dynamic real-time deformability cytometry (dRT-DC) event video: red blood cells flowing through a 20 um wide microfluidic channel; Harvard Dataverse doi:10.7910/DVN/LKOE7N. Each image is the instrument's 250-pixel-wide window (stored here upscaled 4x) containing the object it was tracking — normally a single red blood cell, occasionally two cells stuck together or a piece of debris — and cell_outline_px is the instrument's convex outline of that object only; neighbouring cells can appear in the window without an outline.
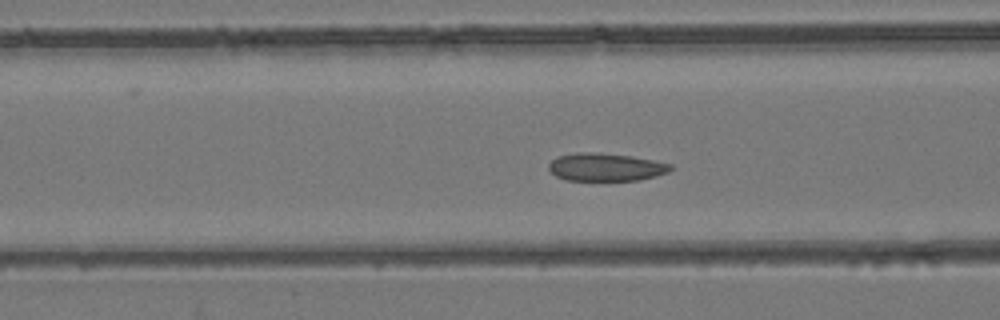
{"species": "common noctule bat (a hibernating species)", "species_latin": "Nyctalus noctula", "temperature_condition": "room temperature", "stored_images_in_passage": 47, "camera_frame_rate_fps": 3000, "um_per_image_px": 0.085, "animal": {"sex": "female", "body_mass_g": 24.6, "forearm_length_mm": 56.2}, "frame": {"image": 1, "passage_image": 15, "time_ms": 4.667, "image_size_px": [1000, 320], "cell_outline_px": [[672, 168], [668, 172], [656, 176], [640, 180], [568, 180], [556, 176], [548, 168], [548, 164], [556, 156], [576, 152], [588, 152], [632, 156], [672, 164]], "centroid_in_image_um": [51.47, 14.2], "position_along_channel_um": 115.1, "area_um2": 19.71}}
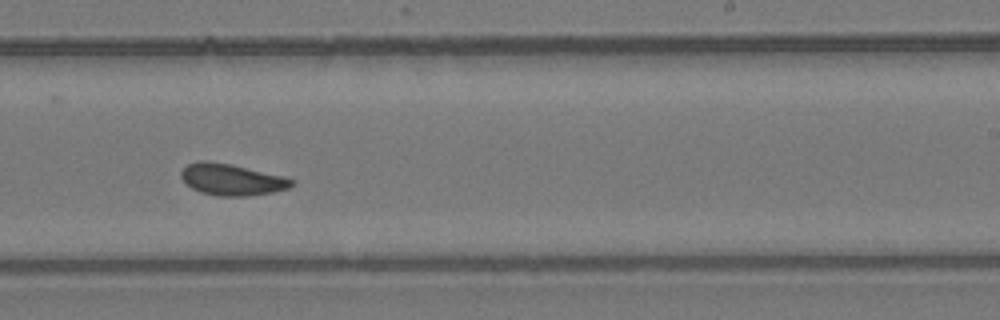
{"frame": {"image": 2, "passage_image": 27, "time_ms": 8.667, "image_size_px": [1000, 320], "cell_outline_px": [[296, 184], [288, 188], [272, 192], [248, 196], [216, 196], [200, 192], [192, 188], [180, 176], [180, 172], [188, 164], [200, 160], [208, 160], [228, 164], [284, 176], [296, 180]], "centroid_in_image_um": [19.71, 15.27], "position_along_channel_um": 269.3, "area_um2": 20.23}}
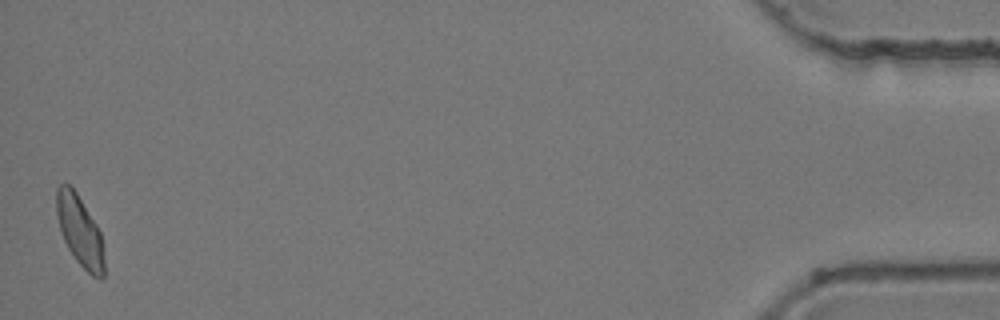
{"frame": {"image": 3, "passage_image": 47, "time_ms": 15.333, "image_size_px": [1000, 320], "cell_outline_px": [[104, 276], [100, 280], [92, 276], [76, 260], [68, 248], [64, 240], [56, 216], [56, 188], [60, 184], [68, 184], [76, 192], [96, 224], [100, 232], [104, 260]], "centroid_in_image_um": [6.77, 19.64], "position_along_channel_um": 428.4, "area_um2": 19.36}, "authors_computed_cell_mechanics": {"area_um2": 20.1144, "velocity_mm_per_s": 3.8655, "shape_relaxation_time_tau1_ms": 10.0925, "shape_relaxation_time_tau2_ms": 1.9759, "deformation_change_tau1": 0.1261, "deformation_change_tau2": 0.0635}}